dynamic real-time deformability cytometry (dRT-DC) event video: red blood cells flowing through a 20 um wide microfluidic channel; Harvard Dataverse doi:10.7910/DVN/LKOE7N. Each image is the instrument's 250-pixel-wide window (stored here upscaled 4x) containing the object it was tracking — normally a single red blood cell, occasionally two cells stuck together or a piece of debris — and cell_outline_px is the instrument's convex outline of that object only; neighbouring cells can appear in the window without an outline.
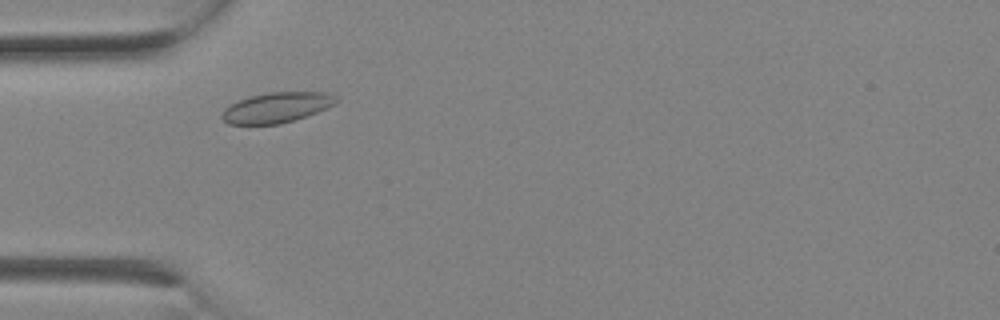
{"species": "Egyptian fruit bat (a non-hibernating species)", "species_latin": "Rousettus aegyptiacus", "temperature_condition": "room temperature", "stored_images_in_passage": 7, "camera_frame_rate_fps": 3000, "um_per_image_px": 0.085, "animal": {"sex": "female"}, "frame": {"image": 1, "passage_image": 3, "time_ms": 0.667, "image_size_px": [1000, 320], "cell_outline_px": [[340, 100], [328, 108], [280, 124], [228, 124], [220, 116], [224, 108], [240, 100], [252, 96], [268, 92], [328, 92], [336, 96]], "centroid_in_image_um": [23.54, 9.13], "position_along_channel_um": 61.5, "area_um2": 20.0}}
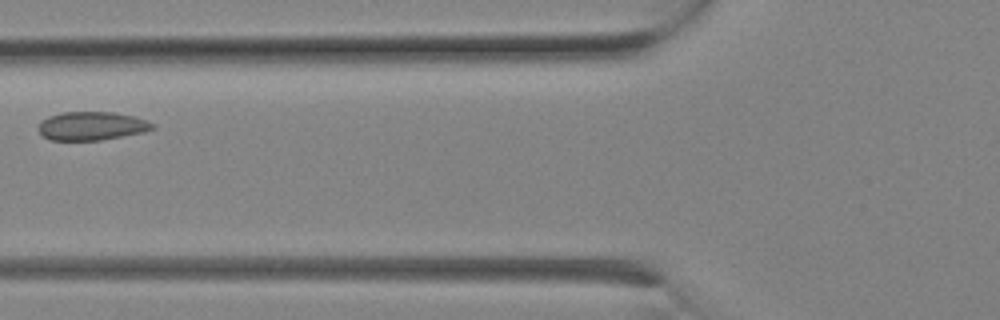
{"frame": {"image": 2, "passage_image": 5, "time_ms": 1.333, "image_size_px": [1000, 320], "cell_outline_px": [[156, 128], [144, 132], [100, 140], [48, 140], [36, 128], [40, 120], [48, 116], [64, 112], [112, 112], [132, 116], [156, 124]], "centroid_in_image_um": [7.76, 10.71], "position_along_channel_um": 118.0, "area_um2": 19.02}}
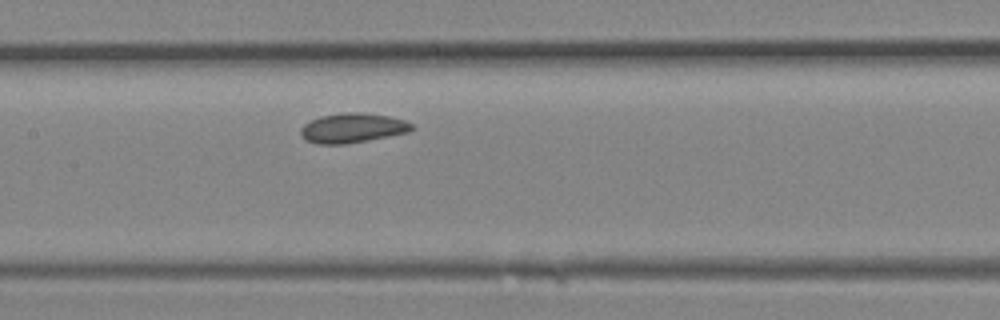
{"frame": {"image": 3, "passage_image": 7, "time_ms": 2.0, "image_size_px": [1000, 320], "cell_outline_px": [[416, 128], [408, 132], [368, 140], [344, 144], [316, 144], [304, 140], [300, 136], [300, 128], [304, 124], [320, 116], [340, 112], [364, 112], [388, 116], [404, 120], [412, 124]], "centroid_in_image_um": [29.93, 10.87], "position_along_channel_um": 177.5, "area_um2": 19.36}}